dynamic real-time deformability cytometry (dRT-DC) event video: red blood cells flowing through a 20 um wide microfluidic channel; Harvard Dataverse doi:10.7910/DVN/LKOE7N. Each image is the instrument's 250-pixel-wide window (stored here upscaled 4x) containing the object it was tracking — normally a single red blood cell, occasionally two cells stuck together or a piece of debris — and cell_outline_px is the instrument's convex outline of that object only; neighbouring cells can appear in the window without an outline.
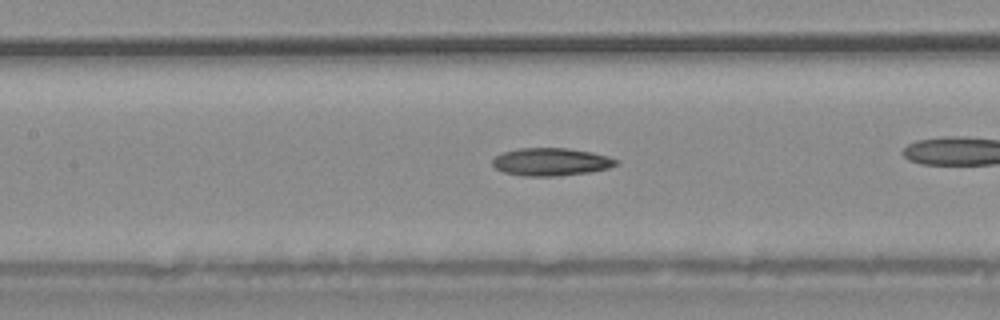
{"species": "common noctule bat (a hibernating species)", "species_latin": "Nyctalus noctula", "temperature_condition": "warm", "stored_images_in_passage": 18, "camera_frame_rate_fps": 3000, "um_per_image_px": 0.085, "animal": {"sex": "male", "body_mass_g": 20.4}, "frame": {"image": 1, "passage_image": 6, "time_ms": 1.667, "image_size_px": [1000, 320], "cell_outline_px": [[620, 164], [608, 168], [592, 172], [556, 176], [524, 176], [504, 172], [496, 168], [492, 164], [492, 160], [496, 156], [504, 152], [520, 148], [568, 148], [592, 152], [608, 156], [620, 160]], "centroid_in_image_um": [46.89, 13.76], "position_along_channel_um": 160.5, "area_um2": 20.11}}